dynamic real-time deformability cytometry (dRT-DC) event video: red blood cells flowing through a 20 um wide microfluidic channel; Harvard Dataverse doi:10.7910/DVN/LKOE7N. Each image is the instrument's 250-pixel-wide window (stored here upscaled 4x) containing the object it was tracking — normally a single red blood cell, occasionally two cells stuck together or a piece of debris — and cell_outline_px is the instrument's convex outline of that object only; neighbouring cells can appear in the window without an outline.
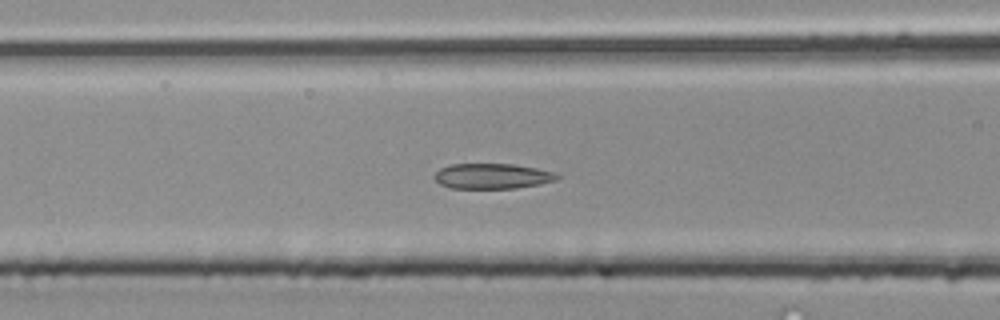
{"species": "common noctule bat (a hibernating species)", "species_latin": "Nyctalus noctula", "temperature_condition": "room temperature", "stored_images_in_passage": 35, "camera_frame_rate_fps": 3000, "um_per_image_px": 0.085, "animal": {"sex": "male", "body_mass_g": 20.4}, "frame": {"image": 1, "passage_image": 6, "time_ms": 1.667, "image_size_px": [1000, 320], "cell_outline_px": [[560, 176], [556, 180], [540, 184], [516, 188], [452, 188], [440, 184], [432, 176], [440, 168], [452, 164], [512, 164], [536, 168], [556, 172]], "centroid_in_image_um": [41.85, 14.97], "position_along_channel_um": 124.8, "area_um2": 18.09}}
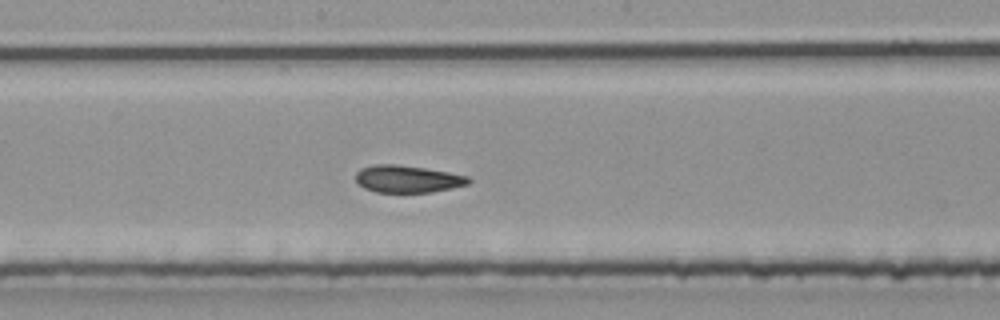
{"frame": {"image": 2, "passage_image": 12, "time_ms": 3.667, "image_size_px": [1000, 320], "cell_outline_px": [[472, 180], [468, 184], [452, 188], [432, 192], [376, 192], [364, 188], [356, 184], [356, 172], [360, 168], [372, 164], [392, 164], [424, 168], [448, 172], [468, 176]], "centroid_in_image_um": [34.6, 15.21], "position_along_channel_um": 213.6, "area_um2": 17.98}}
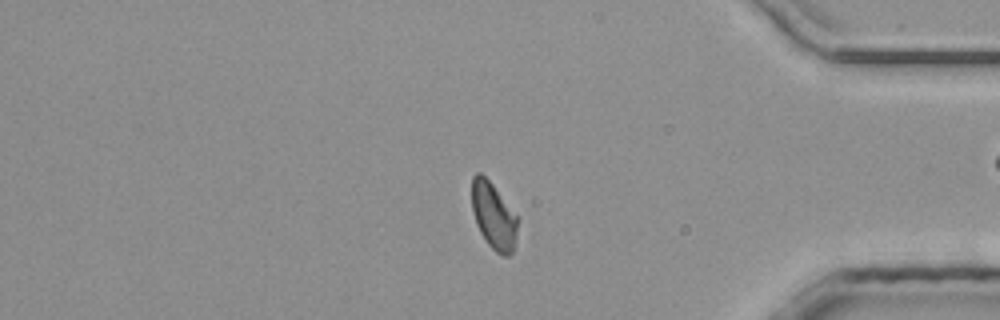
{"frame": {"image": 3, "passage_image": 26, "time_ms": 8.333, "image_size_px": [1000, 320], "cell_outline_px": [[520, 216], [516, 236], [512, 252], [508, 256], [504, 256], [496, 252], [488, 244], [480, 232], [476, 224], [472, 208], [472, 176], [476, 172], [480, 172], [492, 184]], "centroid_in_image_um": [41.98, 18.34], "position_along_channel_um": 393.2, "area_um2": 18.03}}